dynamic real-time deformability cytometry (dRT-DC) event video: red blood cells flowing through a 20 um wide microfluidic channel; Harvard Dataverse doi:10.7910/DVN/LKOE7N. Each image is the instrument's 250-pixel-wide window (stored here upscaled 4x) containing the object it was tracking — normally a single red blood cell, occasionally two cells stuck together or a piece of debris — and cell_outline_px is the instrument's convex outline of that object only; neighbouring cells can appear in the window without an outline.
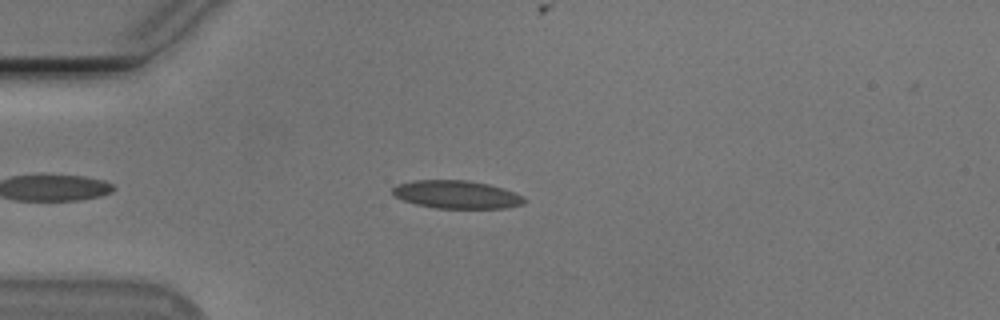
{"species": "Egyptian fruit bat (a non-hibernating species)", "species_latin": "Rousettus aegyptiacus", "temperature_condition": "cold", "stored_images_in_passage": 44, "camera_frame_rate_fps": 3000, "um_per_image_px": 0.085, "animal": {"sex": "male"}, "frame": {"image": 1, "passage_image": 8, "time_ms": 2.333, "image_size_px": [1000, 320], "cell_outline_px": [[528, 200], [524, 204], [504, 208], [436, 208], [416, 204], [404, 200], [396, 196], [392, 192], [392, 188], [396, 184], [412, 180], [468, 180], [488, 184], [504, 188], [524, 196]], "centroid_in_image_um": [38.84, 16.53], "position_along_channel_um": 46.2, "area_um2": 21.62}}
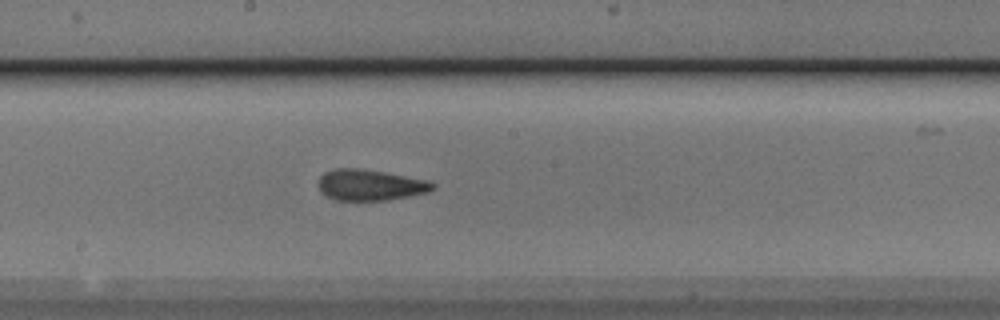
{"frame": {"image": 2, "passage_image": 23, "time_ms": 7.333, "image_size_px": [1000, 320], "cell_outline_px": [[436, 188], [428, 192], [388, 200], [336, 200], [320, 192], [320, 176], [324, 172], [336, 168], [360, 168], [384, 172], [428, 180], [436, 184]], "centroid_in_image_um": [31.49, 15.72], "position_along_channel_um": 216.7, "area_um2": 20.58}}
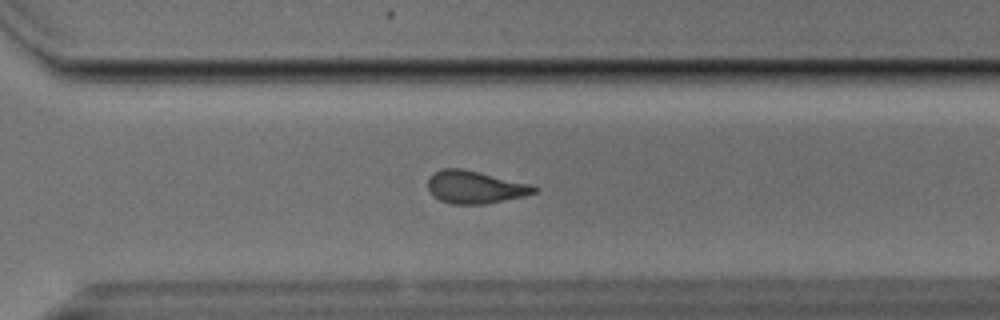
{"frame": {"image": 3, "passage_image": 32, "time_ms": 10.333, "image_size_px": [1000, 320], "cell_outline_px": [[536, 192], [524, 196], [484, 204], [452, 204], [440, 200], [428, 188], [428, 180], [436, 172], [444, 168], [460, 168], [528, 184], [536, 188]], "centroid_in_image_um": [40.35, 15.92], "position_along_channel_um": 330.2, "area_um2": 19.48}, "authors_computed_cell_mechanics": {"area_um2": 20.519, "velocity_mm_per_s": 3.7972, "shape_relaxation_time_tau1_ms": null, "shape_relaxation_time_tau2_ms": 1.7363, "deformation_change_tau1": null, "deformation_change_tau2": 0.0789}}